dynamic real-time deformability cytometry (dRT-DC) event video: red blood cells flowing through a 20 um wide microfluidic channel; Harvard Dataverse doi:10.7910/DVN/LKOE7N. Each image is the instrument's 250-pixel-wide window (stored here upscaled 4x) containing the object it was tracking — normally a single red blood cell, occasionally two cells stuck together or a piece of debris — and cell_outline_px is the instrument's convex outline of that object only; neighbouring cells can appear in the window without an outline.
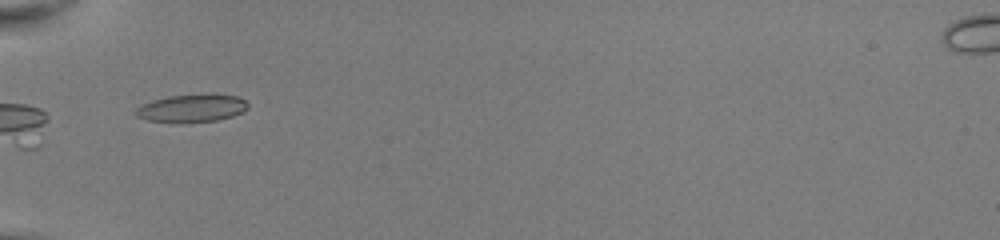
{"species": "common noctule bat (a hibernating species)", "species_latin": "Nyctalus noctula", "temperature_condition": "room temperature", "stored_images_in_passage": 22, "camera_frame_rate_fps": 3000, "um_per_image_px": 0.085, "animal": {"sex": "female", "body_mass_g": 22.0, "forearm_length_mm": 56.7}, "frame": {"image": 1, "passage_image": 1, "time_ms": 0.0, "image_size_px": [1000, 240], "cell_outline_px": [[248, 108], [244, 112], [232, 116], [216, 120], [148, 120], [136, 116], [132, 112], [136, 108], [144, 104], [168, 96], [204, 92], [212, 92], [236, 96], [244, 100], [248, 104]], "centroid_in_image_um": [16.37, 9.12], "position_along_channel_um": 68.6, "area_um2": 17.86}}